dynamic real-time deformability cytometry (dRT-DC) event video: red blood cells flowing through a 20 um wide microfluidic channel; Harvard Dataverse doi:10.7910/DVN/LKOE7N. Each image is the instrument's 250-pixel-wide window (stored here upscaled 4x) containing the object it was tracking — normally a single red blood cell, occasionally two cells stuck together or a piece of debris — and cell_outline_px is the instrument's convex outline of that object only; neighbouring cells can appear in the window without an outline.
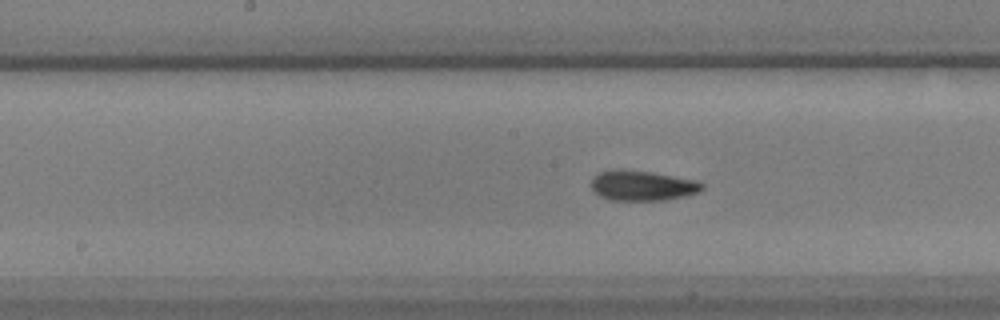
{"species": "common noctule bat (a hibernating species)", "species_latin": "Nyctalus noctula", "temperature_condition": "warm", "stored_images_in_passage": 17, "camera_frame_rate_fps": 3000, "um_per_image_px": 0.085, "animal": {"sex": "male", "body_mass_g": 17.9, "forearm_length_mm": 54.2}, "frame": {"image": 1, "passage_image": 14, "time_ms": 4.333, "image_size_px": [1000, 320], "cell_outline_px": [[704, 188], [700, 192], [688, 196], [664, 200], [608, 200], [592, 192], [592, 180], [600, 172], [652, 172], [700, 180], [704, 184]], "centroid_in_image_um": [54.72, 15.82], "position_along_channel_um": 193.5, "area_um2": 19.13}}